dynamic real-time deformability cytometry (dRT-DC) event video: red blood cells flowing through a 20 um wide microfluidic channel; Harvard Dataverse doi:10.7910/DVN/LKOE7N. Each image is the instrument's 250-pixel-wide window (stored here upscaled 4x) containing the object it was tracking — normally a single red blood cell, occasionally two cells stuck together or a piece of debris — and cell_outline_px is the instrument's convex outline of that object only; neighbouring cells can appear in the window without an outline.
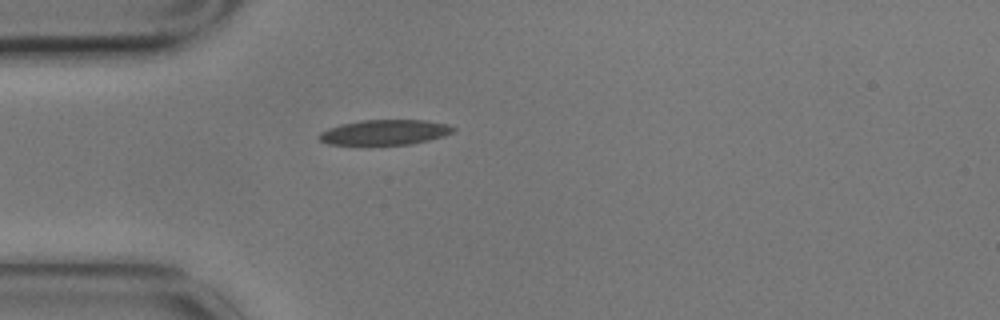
{"species": "common noctule bat (a hibernating species)", "species_latin": "Nyctalus noctula", "temperature_condition": "cold", "stored_images_in_passage": 1, "camera_frame_rate_fps": 3000, "um_per_image_px": 0.085, "animal": {"sex": "male", "body_mass_g": 17.9}, "frame": {"image": 1, "passage_image": 1, "time_ms": 0.0, "image_size_px": [1000, 320], "cell_outline_px": [[456, 128], [452, 132], [444, 136], [428, 140], [408, 144], [328, 144], [320, 140], [316, 136], [320, 132], [328, 128], [340, 124], [364, 120], [424, 120], [448, 124]], "centroid_in_image_um": [32.69, 11.23], "position_along_channel_um": 52.3, "area_um2": 19.48}}